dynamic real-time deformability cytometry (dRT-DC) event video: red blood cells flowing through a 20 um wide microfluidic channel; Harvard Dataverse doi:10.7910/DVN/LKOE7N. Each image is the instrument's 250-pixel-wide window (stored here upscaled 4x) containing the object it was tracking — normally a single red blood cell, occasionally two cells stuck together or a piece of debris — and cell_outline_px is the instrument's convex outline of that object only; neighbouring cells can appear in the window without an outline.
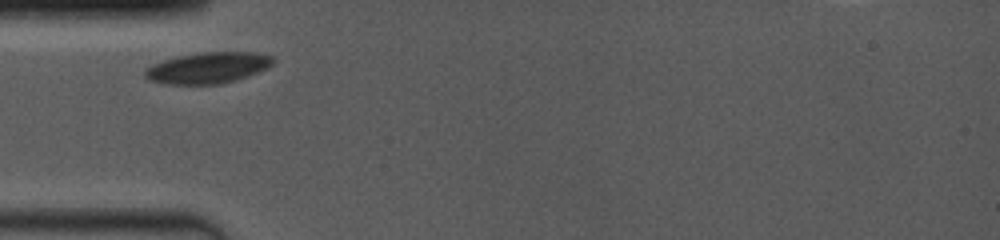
{"species": "common noctule bat (a hibernating species)", "species_latin": "Nyctalus noctula", "temperature_condition": "room temperature", "stored_images_in_passage": 3, "camera_frame_rate_fps": 4000, "um_per_image_px": 0.085, "animal": {"sex": "female", "body_mass_g": 19.0, "forearm_length_mm": 53.3}, "frame": {"image": 1, "passage_image": 1, "time_ms": 0.0, "image_size_px": [1000, 240], "cell_outline_px": [[276, 60], [272, 64], [256, 72], [220, 84], [168, 84], [148, 80], [144, 76], [144, 68], [152, 64], [164, 60], [196, 52], [256, 52], [272, 56]], "centroid_in_image_um": [17.62, 5.75], "position_along_channel_um": 67.4, "area_um2": 23.0}}
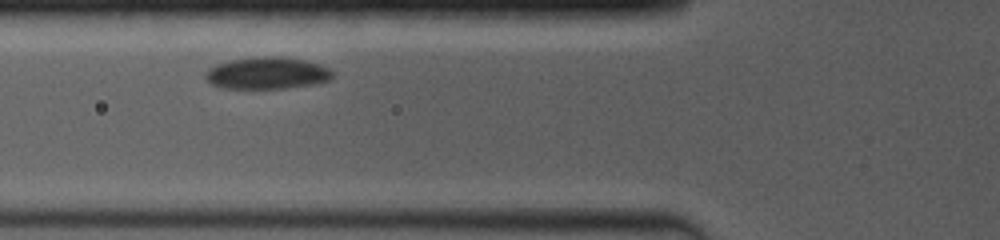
{"frame": {"image": 2, "passage_image": 2, "time_ms": 1.0, "image_size_px": [1000, 240], "cell_outline_px": [[336, 72], [332, 80], [312, 84], [284, 88], [224, 88], [212, 84], [204, 76], [204, 72], [208, 68], [232, 60], [264, 56], [280, 56], [308, 60], [320, 64]], "centroid_in_image_um": [22.77, 6.21], "position_along_channel_um": 103.0, "area_um2": 23.7}}